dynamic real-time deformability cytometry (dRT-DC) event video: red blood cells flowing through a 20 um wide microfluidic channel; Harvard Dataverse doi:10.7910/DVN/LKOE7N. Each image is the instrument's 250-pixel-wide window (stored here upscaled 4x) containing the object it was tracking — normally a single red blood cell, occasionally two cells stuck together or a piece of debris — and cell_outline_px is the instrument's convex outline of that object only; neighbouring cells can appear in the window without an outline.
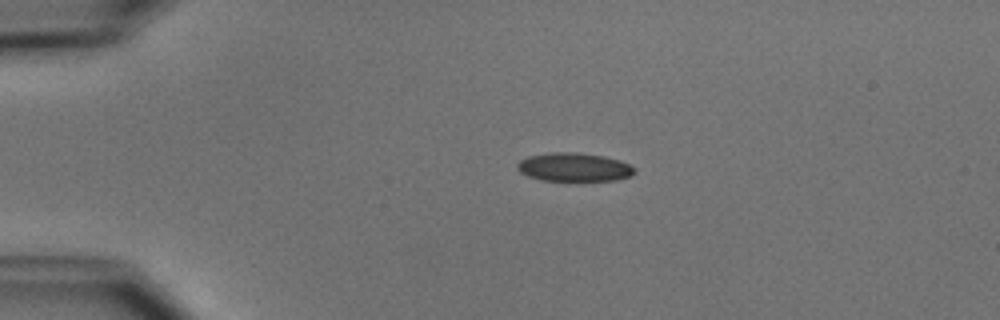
{"species": "common noctule bat (a hibernating species)", "species_latin": "Nyctalus noctula", "temperature_condition": "cold", "stored_images_in_passage": 4, "camera_frame_rate_fps": 3000, "um_per_image_px": 0.085, "animal": {"sex": "male", "body_mass_g": 15.6}, "frame": {"image": 1, "passage_image": 3, "time_ms": 2.333, "image_size_px": [1000, 320], "cell_outline_px": [[636, 172], [628, 176], [616, 180], [540, 180], [528, 176], [520, 172], [516, 168], [516, 164], [520, 160], [528, 156], [548, 152], [576, 152], [604, 156], [620, 160], [636, 168]], "centroid_in_image_um": [48.76, 14.19], "position_along_channel_um": 36.2, "area_um2": 19.54}}